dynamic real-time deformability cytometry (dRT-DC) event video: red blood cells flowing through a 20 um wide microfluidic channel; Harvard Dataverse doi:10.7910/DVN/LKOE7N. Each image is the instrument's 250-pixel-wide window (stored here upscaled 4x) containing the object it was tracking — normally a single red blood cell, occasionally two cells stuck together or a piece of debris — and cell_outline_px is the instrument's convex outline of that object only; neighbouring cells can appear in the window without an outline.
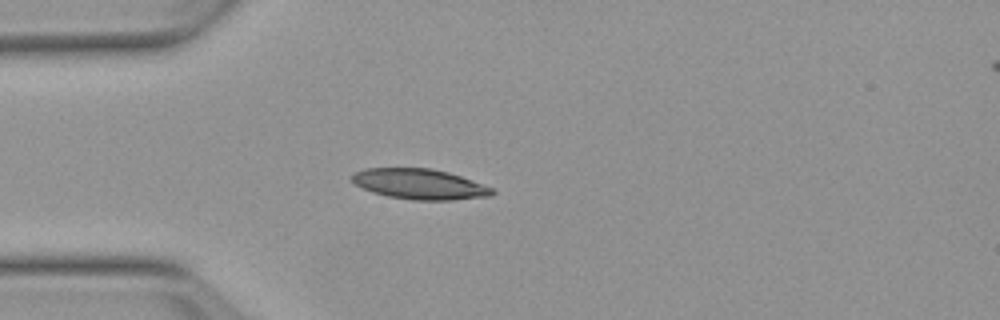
{"species": "Egyptian fruit bat (a non-hibernating species)", "species_latin": "Rousettus aegyptiacus", "temperature_condition": "warm", "stored_images_in_passage": 40, "camera_frame_rate_fps": 3000, "um_per_image_px": 0.085, "animal": {"sex": "female"}, "frame": {"image": 1, "passage_image": 1, "time_ms": 0.0, "image_size_px": [1000, 320], "cell_outline_px": [[496, 192], [492, 196], [452, 200], [412, 200], [388, 196], [372, 192], [356, 184], [352, 180], [352, 172], [364, 168], [432, 168], [448, 172], [460, 176], [492, 188]], "centroid_in_image_um": [35.66, 15.65], "position_along_channel_um": 49.3, "area_um2": 24.8}}
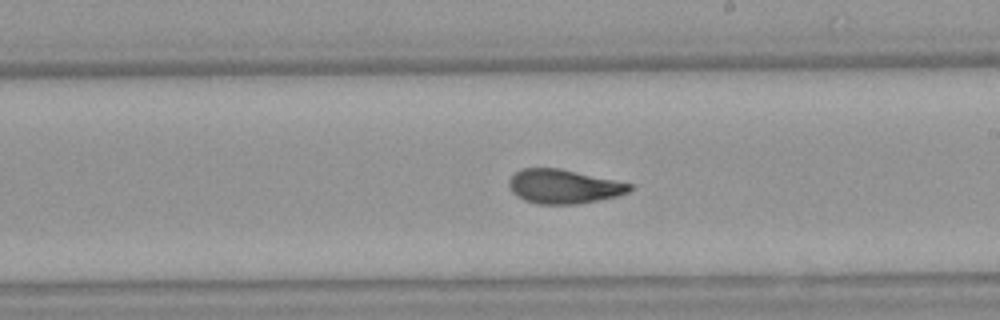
{"frame": {"image": 2, "passage_image": 17, "time_ms": 5.333, "image_size_px": [1000, 320], "cell_outline_px": [[632, 188], [628, 192], [616, 196], [576, 204], [536, 204], [524, 200], [516, 196], [512, 192], [508, 184], [508, 180], [520, 168], [560, 168], [632, 184]], "centroid_in_image_um": [47.86, 15.85], "position_along_channel_um": 241.1, "area_um2": 23.87}}
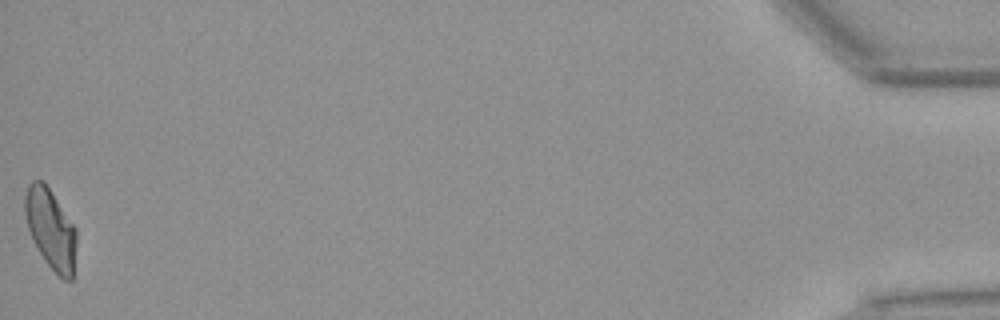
{"frame": {"image": 3, "passage_image": 40, "time_ms": 13.0, "image_size_px": [1000, 320], "cell_outline_px": [[76, 244], [72, 280], [64, 280], [44, 260], [28, 228], [24, 212], [24, 196], [28, 184], [32, 180], [44, 180], [76, 228]], "centroid_in_image_um": [4.3, 19.4], "position_along_channel_um": 430.9, "area_um2": 23.81}, "authors_computed_cell_mechanics": {"area_um2": 24.3338, "velocity_mm_per_s": 3.8105, "shape_relaxation_time_tau1_ms": 9.4127, "shape_relaxation_time_tau2_ms": 1.3322, "deformation_change_tau1": 0.2392, "deformation_change_tau2": 0.0728}}